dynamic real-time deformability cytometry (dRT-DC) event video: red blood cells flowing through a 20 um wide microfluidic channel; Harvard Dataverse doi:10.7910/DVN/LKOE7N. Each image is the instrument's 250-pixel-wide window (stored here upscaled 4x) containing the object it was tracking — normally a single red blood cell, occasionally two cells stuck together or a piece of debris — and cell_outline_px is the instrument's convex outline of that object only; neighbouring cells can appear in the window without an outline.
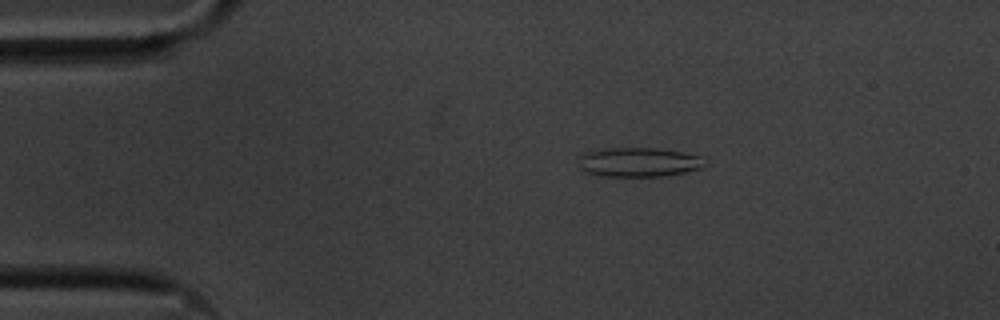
{"species": "common noctule bat (a hibernating species)", "species_latin": "Nyctalus noctula", "temperature_condition": "cold", "stored_images_in_passage": 54, "camera_frame_rate_fps": 3000, "um_per_image_px": 0.085, "animal": {"sex": "male", "body_mass_g": 20.1, "forearm_length_mm": 53.5}, "frame": {"image": 1, "passage_image": 9, "time_ms": 2.667, "image_size_px": [1000, 320], "cell_outline_px": [[708, 164], [700, 168], [684, 172], [660, 176], [604, 176], [584, 172], [580, 168], [580, 164], [584, 152], [604, 148], [656, 148], [684, 152], [700, 156], [708, 160]], "centroid_in_image_um": [54.34, 13.78], "position_along_channel_um": 30.7, "area_um2": 21.56}}
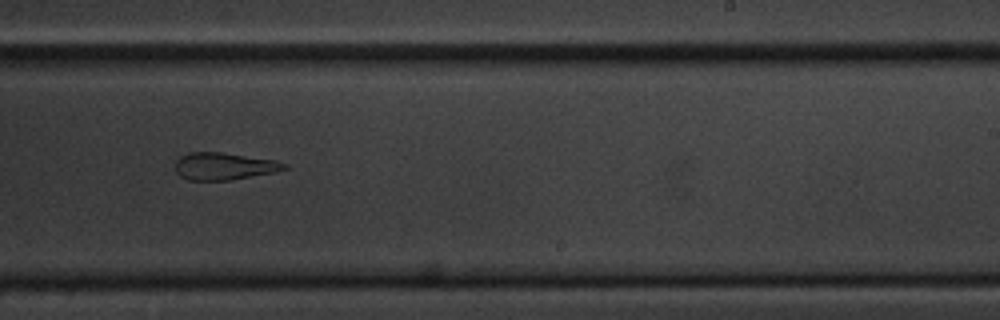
{"frame": {"image": 2, "passage_image": 33, "time_ms": 10.667, "image_size_px": [1000, 320], "cell_outline_px": [[288, 168], [276, 172], [232, 180], [188, 180], [180, 176], [176, 172], [176, 160], [180, 156], [188, 152], [220, 152], [276, 160], [288, 164]], "centroid_in_image_um": [19.06, 14.13], "position_along_channel_um": 269.9, "area_um2": 17.46}}
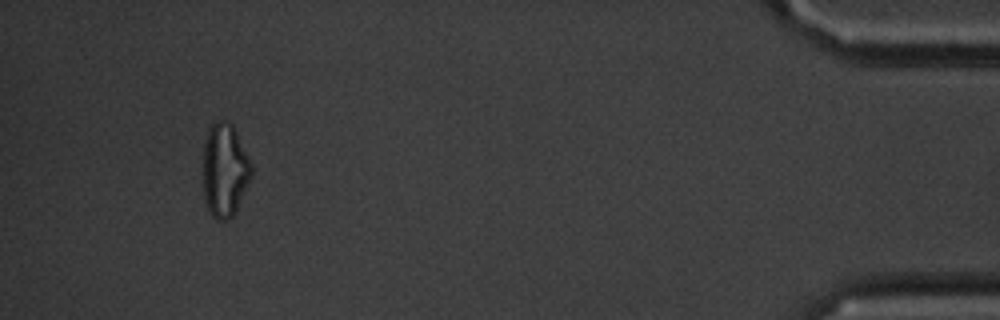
{"frame": {"image": 3, "passage_image": 51, "time_ms": 16.667, "image_size_px": [1000, 320], "cell_outline_px": [[252, 176], [232, 216], [228, 220], [216, 220], [212, 216], [208, 208], [204, 196], [204, 144], [208, 132], [212, 124], [216, 120], [224, 120], [232, 124], [252, 164]], "centroid_in_image_um": [19.11, 14.46], "position_along_channel_um": 416.1, "area_um2": 25.95}, "authors_computed_cell_mechanics": {"area_um2": 20.2011, "velocity_mm_per_s": 3.5705, "shape_relaxation_time_tau1_ms": null, "shape_relaxation_time_tau2_ms": 4.2769, "deformation_change_tau1": null, "deformation_change_tau2": 0.1426}}